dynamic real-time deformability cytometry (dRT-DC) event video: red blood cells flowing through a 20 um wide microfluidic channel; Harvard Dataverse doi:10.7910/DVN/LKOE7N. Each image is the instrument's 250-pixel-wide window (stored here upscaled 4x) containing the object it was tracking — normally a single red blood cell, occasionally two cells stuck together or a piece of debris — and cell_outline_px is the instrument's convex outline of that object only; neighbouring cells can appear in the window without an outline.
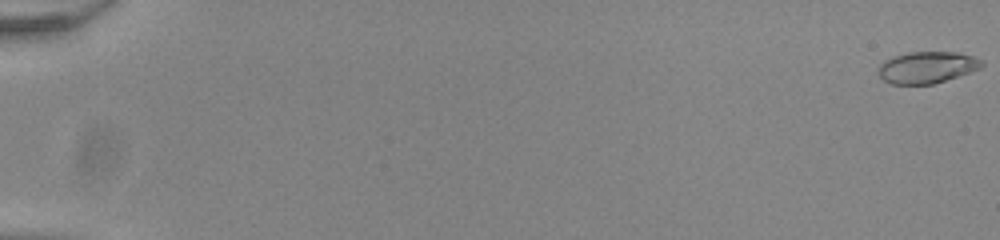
{"species": "common noctule bat (a hibernating species)", "species_latin": "Nyctalus noctula", "temperature_condition": "room temperature", "stored_images_in_passage": 55, "camera_frame_rate_fps": 3000, "um_per_image_px": 0.085, "animal": {"sex": "male", "body_mass_g": 20.0, "forearm_length_mm": 53.3}, "frame": {"image": 1, "passage_image": 1, "time_ms": 0.0, "image_size_px": [1000, 240], "cell_outline_px": [[984, 64], [980, 68], [932, 84], [892, 84], [884, 80], [880, 76], [880, 64], [884, 60], [892, 56], [908, 52], [960, 52], [984, 60]], "centroid_in_image_um": [78.8, 5.7], "position_along_channel_um": 6.2, "area_um2": 18.9}}
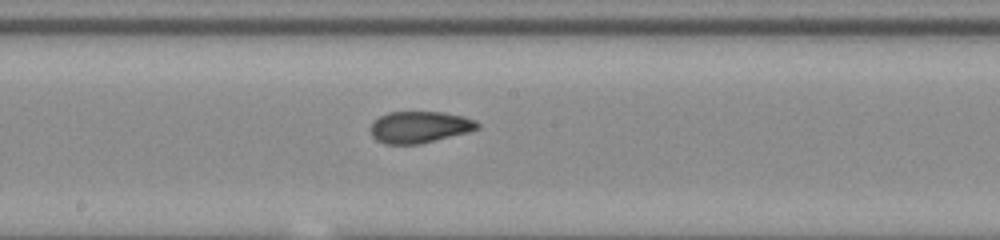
{"frame": {"image": 2, "passage_image": 32, "time_ms": 10.333, "image_size_px": [1000, 240], "cell_outline_px": [[480, 128], [468, 132], [420, 144], [384, 144], [376, 140], [372, 136], [368, 128], [372, 120], [388, 112], [444, 112], [464, 116], [476, 120], [480, 124]], "centroid_in_image_um": [35.63, 10.8], "position_along_channel_um": 212.6, "area_um2": 20.06}}
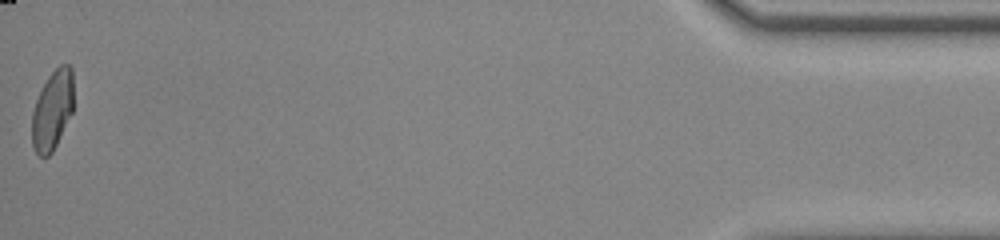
{"frame": {"image": 3, "passage_image": 55, "time_ms": 18.0, "image_size_px": [1000, 240], "cell_outline_px": [[72, 112], [52, 152], [48, 156], [40, 156], [32, 148], [32, 112], [36, 100], [48, 76], [60, 64], [68, 64], [72, 68]], "centroid_in_image_um": [4.44, 9.36], "position_along_channel_um": 430.8, "area_um2": 18.96}, "authors_computed_cell_mechanics": {"area_um2": 19.8832, "velocity_mm_per_s": 3.9389, "shape_relaxation_time_tau1_ms": null, "shape_relaxation_time_tau2_ms": 1.1839, "deformation_change_tau1": null, "deformation_change_tau2": 0.0695}}